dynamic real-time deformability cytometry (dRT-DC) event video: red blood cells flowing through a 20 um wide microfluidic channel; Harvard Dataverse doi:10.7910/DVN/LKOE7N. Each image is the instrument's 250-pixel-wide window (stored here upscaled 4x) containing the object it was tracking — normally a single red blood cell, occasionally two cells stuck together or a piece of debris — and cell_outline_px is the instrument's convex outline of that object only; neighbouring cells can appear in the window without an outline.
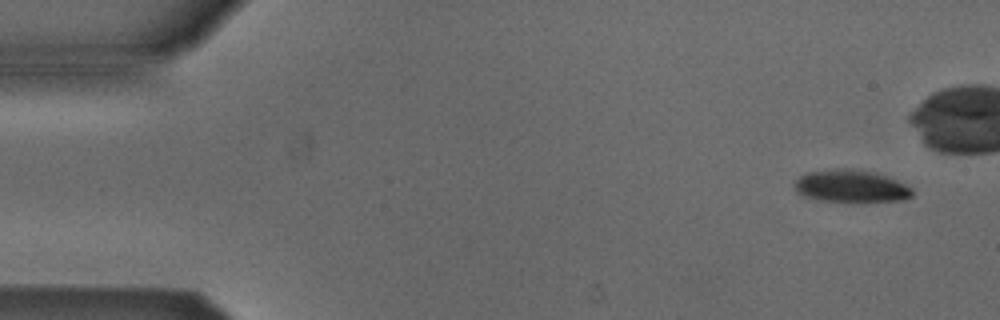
{"species": "Egyptian fruit bat (a non-hibernating species)", "species_latin": "Rousettus aegyptiacus", "temperature_condition": "cold", "stored_images_in_passage": 12, "camera_frame_rate_fps": 3000, "um_per_image_px": 0.085, "animal": {"sex": "male"}, "frame": {"image": 1, "passage_image": 1, "time_ms": 0.0, "image_size_px": [1000, 320], "cell_outline_px": [[912, 196], [904, 200], [864, 204], [848, 204], [820, 200], [804, 196], [796, 192], [796, 180], [800, 176], [808, 172], [836, 168], [844, 168], [876, 172], [896, 180], [912, 188]], "centroid_in_image_um": [72.38, 15.88], "position_along_channel_um": 12.6, "area_um2": 23.06}}
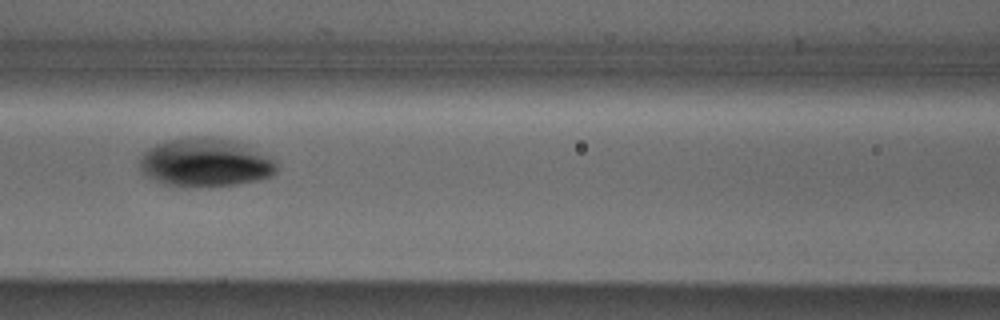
{"frame": {"image": 2, "passage_image": 10, "time_ms": 11.333, "image_size_px": [1000, 320], "cell_outline_px": [[276, 172], [272, 176], [260, 180], [236, 184], [196, 188], [176, 188], [164, 184], [148, 176], [140, 168], [140, 156], [148, 148], [156, 144], [168, 140], [192, 136], [204, 136], [228, 140], [244, 144], [276, 160]], "centroid_in_image_um": [17.44, 13.84], "position_along_channel_um": 149.2, "area_um2": 39.07}}
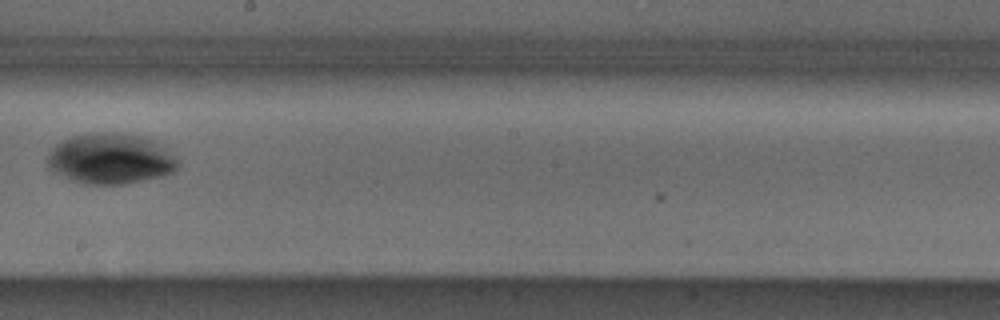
{"frame": {"image": 3, "passage_image": 12, "time_ms": 13.667, "image_size_px": [1000, 320], "cell_outline_px": [[176, 168], [172, 172], [164, 176], [128, 184], [80, 184], [52, 172], [48, 168], [48, 152], [56, 144], [72, 136], [92, 132], [112, 132], [140, 136], [152, 140], [176, 156]], "centroid_in_image_um": [9.35, 13.51], "position_along_channel_um": 238.8, "area_um2": 38.61}}